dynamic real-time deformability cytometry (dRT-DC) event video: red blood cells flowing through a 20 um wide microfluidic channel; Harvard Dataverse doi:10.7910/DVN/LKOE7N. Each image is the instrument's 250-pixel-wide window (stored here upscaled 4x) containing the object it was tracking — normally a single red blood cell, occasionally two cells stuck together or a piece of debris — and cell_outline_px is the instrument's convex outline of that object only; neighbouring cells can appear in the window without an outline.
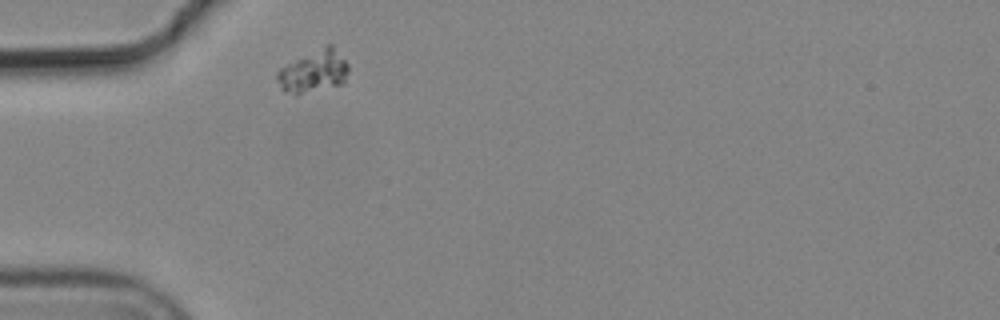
{"species": "common noctule bat (a hibernating species)", "species_latin": "Nyctalus noctula", "temperature_condition": "cold", "stored_images_in_passage": 1, "camera_frame_rate_fps": 3000, "um_per_image_px": 0.085, "animal": {"sex": "male", "body_mass_g": 19.2, "forearm_length_mm": 51.8}, "frame": {"image": 1, "passage_image": 1, "time_ms": 0.0, "image_size_px": [1000, 320], "cell_outline_px": [[348, 72], [344, 84], [296, 96], [284, 92], [280, 88], [276, 76], [276, 72], [280, 68], [328, 44], [332, 44], [348, 64]], "centroid_in_image_um": [26.66, 6.13], "position_along_channel_um": 58.3, "area_um2": 17.63}}